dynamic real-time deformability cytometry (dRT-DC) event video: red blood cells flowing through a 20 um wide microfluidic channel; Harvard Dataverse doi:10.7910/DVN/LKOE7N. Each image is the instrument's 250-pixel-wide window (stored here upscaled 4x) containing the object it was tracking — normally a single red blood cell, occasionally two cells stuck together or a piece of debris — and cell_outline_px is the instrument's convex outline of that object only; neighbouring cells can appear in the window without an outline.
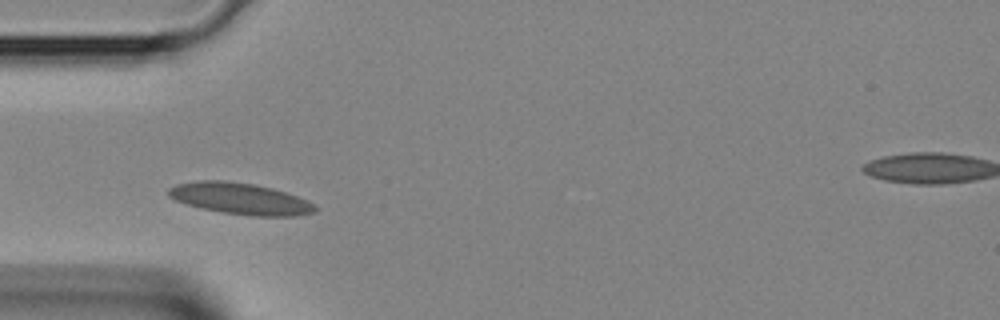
{"species": "Egyptian fruit bat (a non-hibernating species)", "species_latin": "Rousettus aegyptiacus", "temperature_condition": "room temperature", "stored_images_in_passage": 34, "camera_frame_rate_fps": 3000, "um_per_image_px": 0.085, "animal": {"sex": "female"}, "frame": {"image": 1, "passage_image": 6, "time_ms": 1.667, "image_size_px": [1000, 320], "cell_outline_px": [[316, 212], [292, 216], [252, 216], [220, 212], [200, 208], [176, 200], [168, 196], [168, 188], [176, 184], [196, 180], [228, 180], [252, 184], [272, 188], [308, 200], [316, 208]], "centroid_in_image_um": [20.38, 16.88], "position_along_channel_um": 64.6, "area_um2": 26.82}}
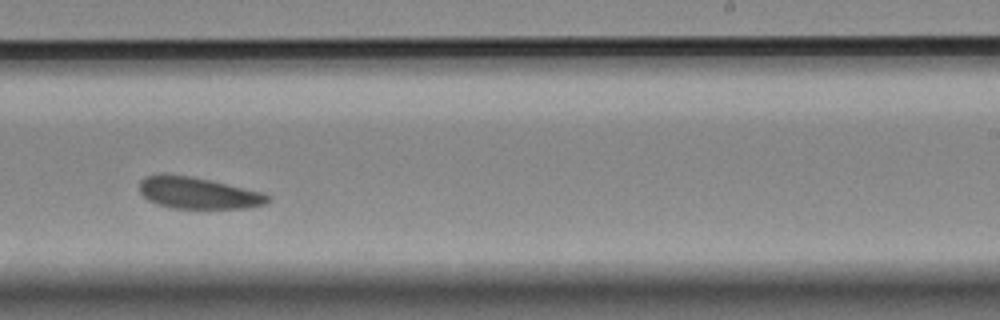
{"frame": {"image": 2, "passage_image": 19, "time_ms": 6.0, "image_size_px": [1000, 320], "cell_outline_px": [[272, 200], [268, 204], [248, 208], [172, 208], [156, 204], [148, 200], [140, 192], [140, 180], [144, 176], [160, 172], [192, 176], [264, 192], [272, 196]], "centroid_in_image_um": [16.86, 16.39], "position_along_channel_um": 272.1, "area_um2": 24.22}}
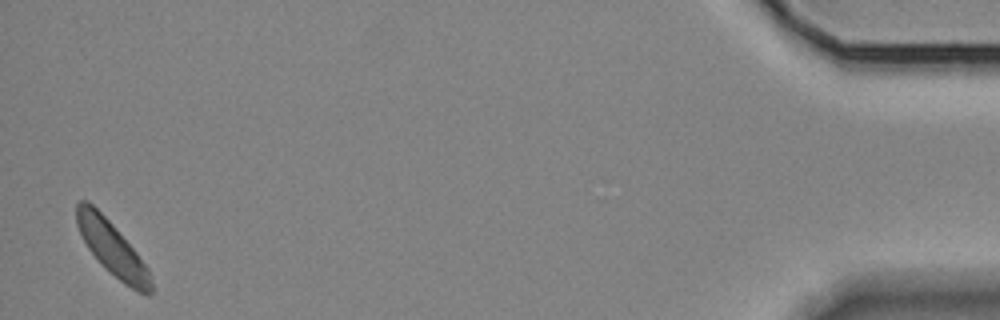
{"frame": {"image": 3, "passage_image": 34, "time_ms": 11.0, "image_size_px": [1000, 320], "cell_outline_px": [[156, 288], [148, 296], [124, 284], [104, 268], [88, 248], [76, 224], [76, 204], [80, 200], [88, 200], [112, 224], [136, 252], [148, 268]], "centroid_in_image_um": [9.57, 21.16], "position_along_channel_um": 425.6, "area_um2": 23.29}}